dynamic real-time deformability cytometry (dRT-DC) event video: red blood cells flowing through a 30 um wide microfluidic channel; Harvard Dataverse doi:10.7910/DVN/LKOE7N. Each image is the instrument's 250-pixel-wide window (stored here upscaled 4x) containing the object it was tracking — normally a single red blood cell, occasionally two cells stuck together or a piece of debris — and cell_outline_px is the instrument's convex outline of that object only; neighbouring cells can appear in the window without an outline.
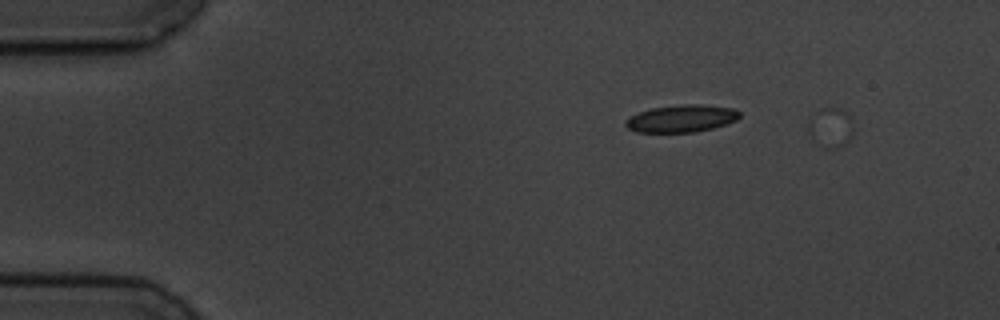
{"species": "common noctule bat (a hibernating species)", "species_latin": "Nyctalus noctula", "temperature_condition": "cold", "stored_images_in_passage": 3, "camera_frame_rate_fps": 3000, "um_per_image_px": 0.085, "animal": {"sex": "male", "body_mass_g": 19.5, "forearm_length_mm": 54.6}, "frame": {"image": 1, "passage_image": 1, "time_ms": 0.0, "image_size_px": [1000, 320], "cell_outline_px": [[852, 136], [844, 144], [836, 148], [824, 148], [816, 144], [808, 132], [808, 120], [820, 108], [836, 108], [848, 112], [852, 128]], "centroid_in_image_um": [70.57, 10.85], "position_along_channel_um": 14.4, "area_um2": 10.4}}
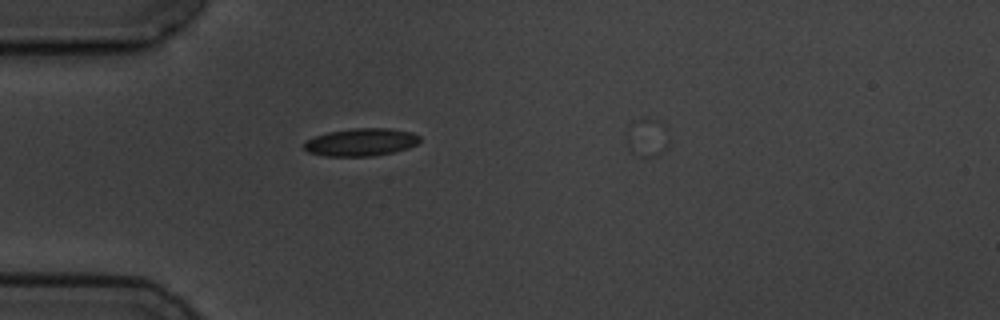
{"frame": {"image": 2, "passage_image": 3, "time_ms": 2.333, "image_size_px": [1000, 320], "cell_outline_px": [[420, 140], [416, 144], [408, 148], [392, 152], [372, 156], [324, 156], [308, 152], [304, 148], [304, 144], [308, 140], [316, 136], [328, 132], [352, 128], [388, 128], [412, 132], [420, 136]], "centroid_in_image_um": [30.7, 12.08], "position_along_channel_um": 54.3, "area_um2": 18.55}}